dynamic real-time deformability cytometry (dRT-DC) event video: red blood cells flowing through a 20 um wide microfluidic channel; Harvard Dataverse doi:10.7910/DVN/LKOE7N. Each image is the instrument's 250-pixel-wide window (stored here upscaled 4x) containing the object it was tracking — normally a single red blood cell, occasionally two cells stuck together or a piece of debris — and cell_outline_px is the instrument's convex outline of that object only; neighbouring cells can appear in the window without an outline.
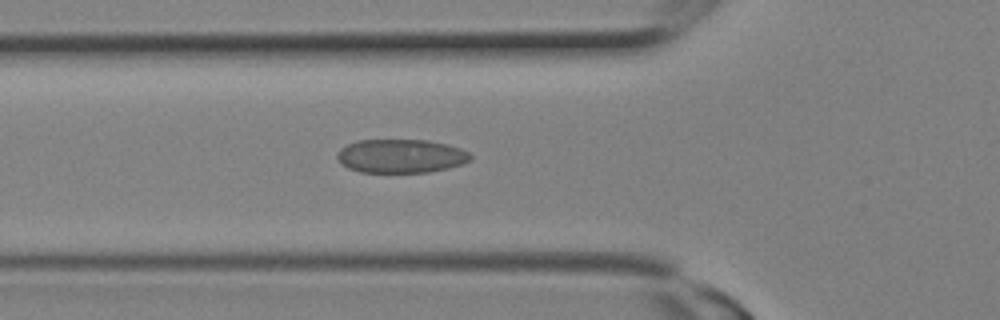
{"species": "Egyptian fruit bat (a non-hibernating species)", "species_latin": "Rousettus aegyptiacus", "temperature_condition": "room temperature", "stored_images_in_passage": 7, "camera_frame_rate_fps": 3000, "um_per_image_px": 0.085, "animal": {"sex": "female"}, "frame": {"image": 1, "passage_image": 7, "time_ms": 2.0, "image_size_px": [1000, 320], "cell_outline_px": [[472, 160], [448, 168], [428, 172], [360, 172], [348, 168], [340, 164], [336, 156], [340, 148], [356, 140], [428, 140], [448, 144], [460, 148], [468, 152], [472, 156]], "centroid_in_image_um": [34.06, 13.26], "position_along_channel_um": 91.7, "area_um2": 26.3}}